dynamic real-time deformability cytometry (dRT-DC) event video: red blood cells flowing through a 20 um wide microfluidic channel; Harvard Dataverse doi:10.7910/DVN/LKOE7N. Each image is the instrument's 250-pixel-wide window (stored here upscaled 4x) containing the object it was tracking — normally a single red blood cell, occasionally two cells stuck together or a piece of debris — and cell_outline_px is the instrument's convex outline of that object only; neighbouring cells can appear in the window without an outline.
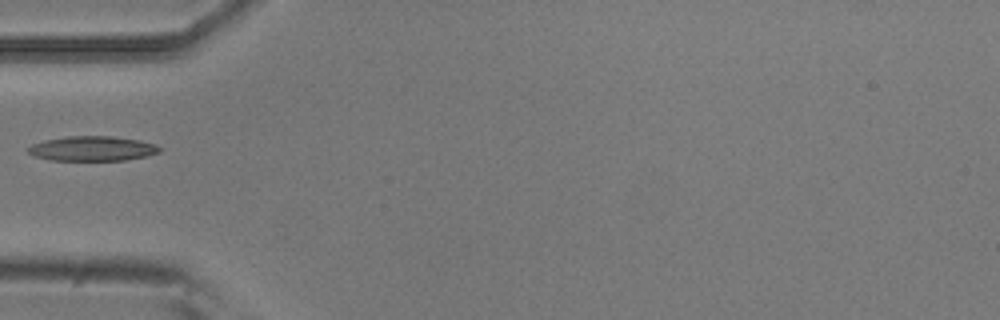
{"species": "common noctule bat (a hibernating species)", "species_latin": "Nyctalus noctula", "temperature_condition": "room temperature", "stored_images_in_passage": 2, "camera_frame_rate_fps": 3000, "um_per_image_px": 0.085, "animal": {"sex": "male", "body_mass_g": 20.5, "forearm_length_mm": 52.5}, "frame": {"image": 1, "passage_image": 1, "time_ms": 0.0, "image_size_px": [1000, 320], "cell_outline_px": [[160, 152], [144, 156], [124, 160], [52, 160], [36, 156], [28, 152], [28, 148], [32, 144], [44, 140], [68, 136], [112, 136], [140, 140], [156, 144], [160, 148]], "centroid_in_image_um": [7.86, 12.62], "position_along_channel_um": 77.1, "area_um2": 18.79}}
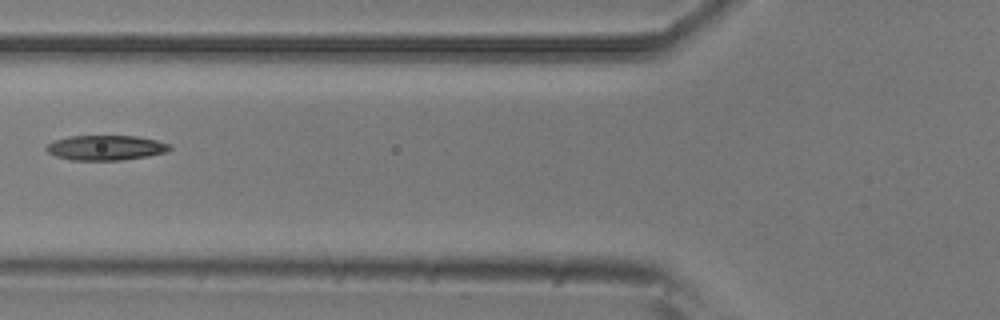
{"frame": {"image": 2, "passage_image": 2, "time_ms": 0.333, "image_size_px": [1000, 320], "cell_outline_px": [[172, 148], [168, 152], [148, 156], [120, 160], [72, 160], [56, 156], [48, 152], [44, 148], [48, 144], [56, 140], [68, 136], [136, 136], [156, 140], [172, 144]], "centroid_in_image_um": [9.03, 12.55], "position_along_channel_um": 116.8, "area_um2": 17.98}}